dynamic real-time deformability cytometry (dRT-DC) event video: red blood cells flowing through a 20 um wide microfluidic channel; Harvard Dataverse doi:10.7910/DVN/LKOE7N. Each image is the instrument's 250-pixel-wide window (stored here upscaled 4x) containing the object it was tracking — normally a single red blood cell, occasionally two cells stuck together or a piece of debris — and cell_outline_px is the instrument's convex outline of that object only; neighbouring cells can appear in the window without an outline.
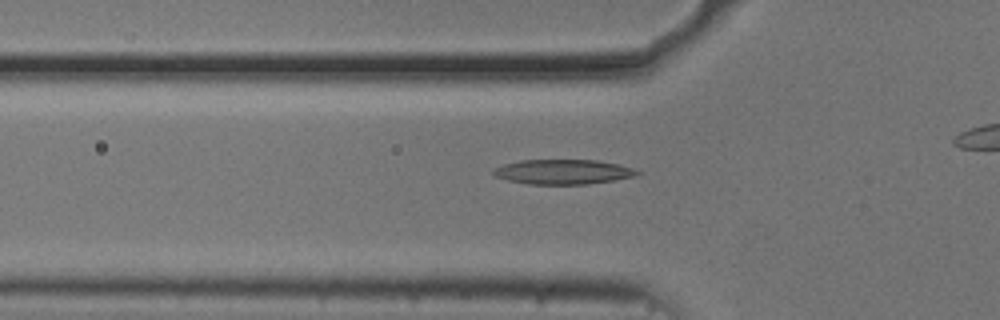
{"species": "common noctule bat (a hibernating species)", "species_latin": "Nyctalus noctula", "temperature_condition": "cold", "stored_images_in_passage": 41, "camera_frame_rate_fps": 3000, "um_per_image_px": 0.085, "animal": {"sex": "male", "body_mass_g": 20.5, "forearm_length_mm": 52.5}, "frame": {"image": 1, "passage_image": 13, "time_ms": 4.0, "image_size_px": [1000, 320], "cell_outline_px": [[644, 172], [636, 176], [588, 184], [528, 184], [508, 180], [496, 176], [492, 172], [492, 168], [504, 164], [520, 160], [596, 160], [616, 164], [632, 168]], "centroid_in_image_um": [47.85, 14.6], "position_along_channel_um": 77.9, "area_um2": 20.69}}
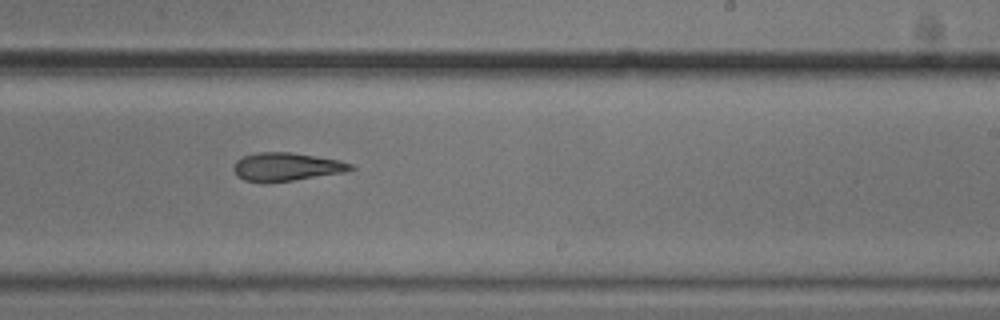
{"frame": {"image": 2, "passage_image": 28, "time_ms": 9.0, "image_size_px": [1000, 320], "cell_outline_px": [[356, 168], [344, 172], [292, 180], [264, 184], [244, 180], [236, 176], [232, 168], [236, 160], [244, 156], [256, 152], [292, 152], [340, 160], [352, 164]], "centroid_in_image_um": [24.29, 14.18], "position_along_channel_um": 264.7, "area_um2": 19.54}}
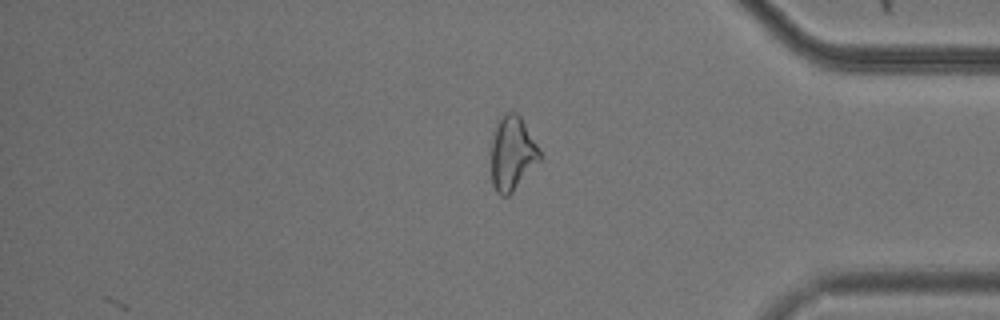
{"frame": {"image": 3, "passage_image": 40, "time_ms": 13.0, "image_size_px": [1000, 320], "cell_outline_px": [[540, 160], [512, 192], [508, 196], [500, 196], [496, 192], [492, 184], [492, 140], [496, 120], [504, 112], [516, 112], [520, 116], [536, 144], [540, 152]], "centroid_in_image_um": [43.51, 13.02], "position_along_channel_um": 391.7, "area_um2": 20.81}}